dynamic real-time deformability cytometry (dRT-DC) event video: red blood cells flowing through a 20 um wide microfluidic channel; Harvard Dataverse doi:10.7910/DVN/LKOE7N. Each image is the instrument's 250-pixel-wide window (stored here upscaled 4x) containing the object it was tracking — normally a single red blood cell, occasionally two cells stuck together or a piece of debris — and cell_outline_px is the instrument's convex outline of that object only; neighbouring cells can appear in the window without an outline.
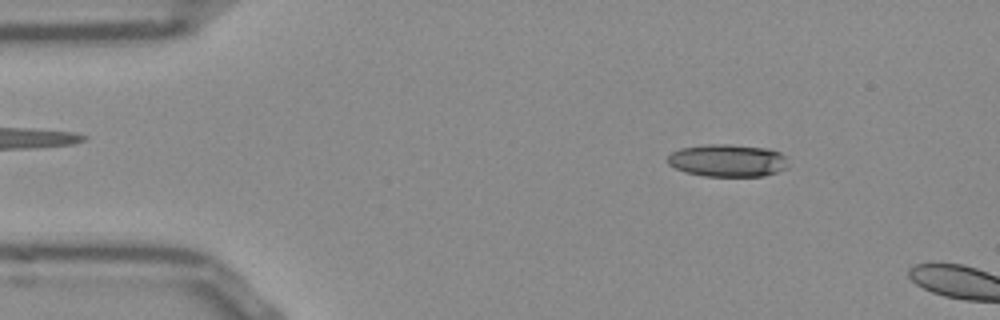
{"species": "Egyptian fruit bat (a non-hibernating species)", "species_latin": "Rousettus aegyptiacus", "temperature_condition": "room temperature", "stored_images_in_passage": 12, "camera_frame_rate_fps": 3000, "um_per_image_px": 0.085, "frame": {"image": 1, "passage_image": 6, "time_ms": 1.667, "image_size_px": [1000, 320], "cell_outline_px": [[788, 168], [764, 176], [704, 176], [684, 172], [668, 164], [668, 156], [672, 152], [680, 148], [708, 144], [732, 144], [768, 148], [780, 152], [784, 156]], "centroid_in_image_um": [61.84, 13.64], "position_along_channel_um": 23.2, "area_um2": 22.95}}